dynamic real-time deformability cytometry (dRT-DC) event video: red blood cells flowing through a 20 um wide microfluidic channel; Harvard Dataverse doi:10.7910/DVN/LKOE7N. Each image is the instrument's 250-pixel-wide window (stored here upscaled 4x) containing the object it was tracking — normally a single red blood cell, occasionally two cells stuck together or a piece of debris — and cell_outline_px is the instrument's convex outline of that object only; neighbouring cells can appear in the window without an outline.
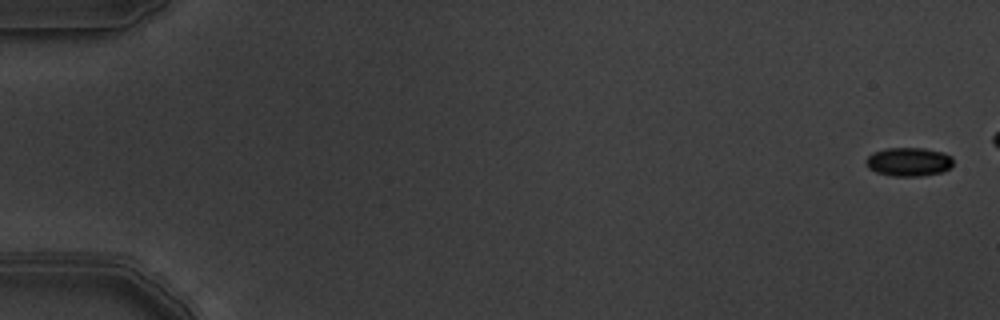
{"species": "common noctule bat (a hibernating species)", "species_latin": "Nyctalus noctula", "temperature_condition": "warm", "stored_images_in_passage": 4, "camera_frame_rate_fps": 3000, "um_per_image_px": 0.085, "animal": {"sex": "male", "body_mass_g": 19.5, "forearm_length_mm": 54.6}, "frame": {"image": 1, "passage_image": 1, "time_ms": 0.0, "image_size_px": [1000, 320], "cell_outline_px": [[952, 164], [948, 168], [940, 172], [920, 176], [892, 176], [876, 172], [868, 168], [864, 160], [872, 152], [884, 148], [924, 148], [944, 152], [952, 156]], "centroid_in_image_um": [77.2, 13.74], "position_along_channel_um": 7.8, "area_um2": 14.68}}